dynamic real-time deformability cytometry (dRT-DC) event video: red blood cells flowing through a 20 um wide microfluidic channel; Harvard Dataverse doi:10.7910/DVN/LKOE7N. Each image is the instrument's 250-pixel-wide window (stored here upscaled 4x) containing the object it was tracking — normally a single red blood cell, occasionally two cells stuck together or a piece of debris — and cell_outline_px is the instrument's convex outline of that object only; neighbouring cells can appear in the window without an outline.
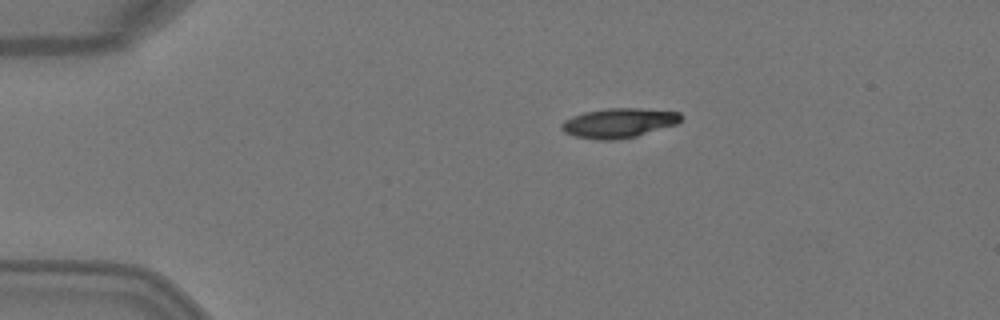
{"species": "Egyptian fruit bat (a non-hibernating species)", "species_latin": "Rousettus aegyptiacus", "temperature_condition": "warm", "stored_images_in_passage": 2, "camera_frame_rate_fps": 3000, "um_per_image_px": 0.085, "animal": {"sex": "female"}, "frame": {"image": 1, "passage_image": 1, "time_ms": 0.0, "image_size_px": [1000, 320], "cell_outline_px": [[680, 120], [676, 124], [636, 136], [616, 140], [596, 140], [576, 136], [564, 132], [560, 128], [560, 124], [564, 120], [572, 116], [584, 112], [608, 108], [640, 108], [680, 112]], "centroid_in_image_um": [52.55, 10.45], "position_along_channel_um": 32.4, "area_um2": 20.52}}